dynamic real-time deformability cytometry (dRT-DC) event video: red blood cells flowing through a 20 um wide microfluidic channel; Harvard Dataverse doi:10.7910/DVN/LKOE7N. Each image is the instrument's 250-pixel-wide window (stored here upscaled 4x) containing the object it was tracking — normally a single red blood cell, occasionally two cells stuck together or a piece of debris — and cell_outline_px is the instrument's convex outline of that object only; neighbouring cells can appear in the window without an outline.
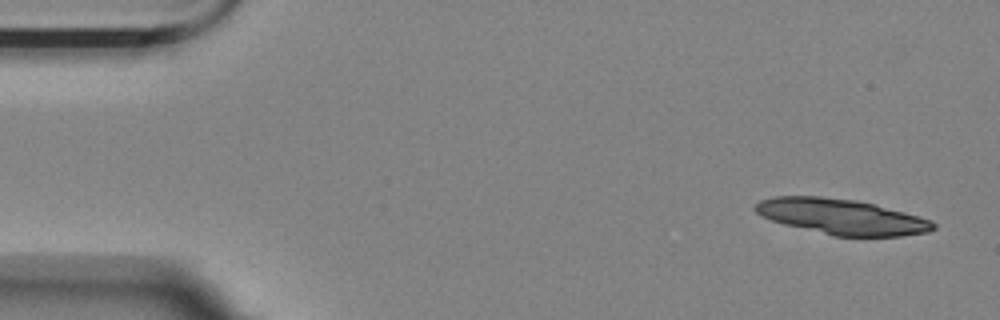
{"species": "Egyptian fruit bat (a non-hibernating species)", "species_latin": "Rousettus aegyptiacus", "temperature_condition": "room temperature", "stored_images_in_passage": 5, "camera_frame_rate_fps": 3000, "um_per_image_px": 0.085, "animal": {"sex": "female"}, "frame": {"image": 1, "passage_image": 1, "time_ms": 0.0, "image_size_px": [1000, 320], "cell_outline_px": [[936, 228], [928, 232], [900, 236], [836, 236], [784, 224], [772, 220], [756, 212], [752, 208], [760, 200], [776, 196], [820, 196], [856, 200], [876, 204], [932, 220], [936, 224]], "centroid_in_image_um": [71.56, 18.41], "position_along_channel_um": 13.4, "area_um2": 36.59}}